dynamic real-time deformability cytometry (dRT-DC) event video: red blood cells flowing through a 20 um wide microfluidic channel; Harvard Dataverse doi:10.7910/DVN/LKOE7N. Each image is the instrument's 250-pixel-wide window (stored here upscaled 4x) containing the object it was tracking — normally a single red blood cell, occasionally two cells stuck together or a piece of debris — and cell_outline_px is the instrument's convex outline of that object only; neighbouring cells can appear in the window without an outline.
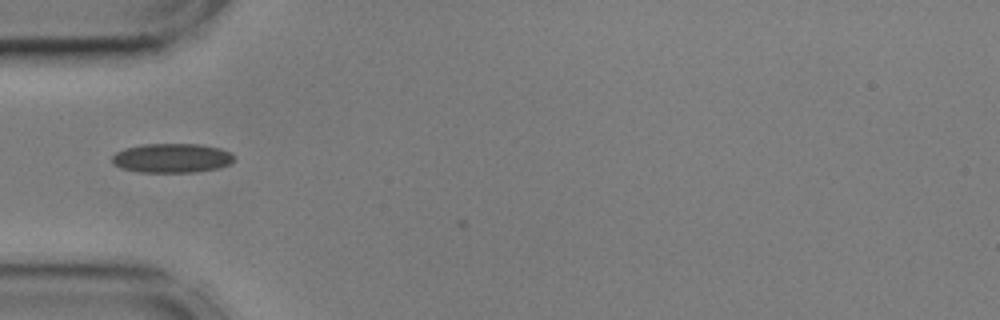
{"species": "common noctule bat (a hibernating species)", "species_latin": "Nyctalus noctula", "temperature_condition": "cold", "stored_images_in_passage": 6, "camera_frame_rate_fps": 3000, "um_per_image_px": 0.085, "animal": {"sex": "male", "body_mass_g": 17.9, "forearm_length_mm": 54.2}, "frame": {"image": 1, "passage_image": 5, "time_ms": 1.333, "image_size_px": [1000, 320], "cell_outline_px": [[232, 160], [228, 164], [220, 168], [192, 172], [140, 172], [120, 168], [112, 164], [112, 156], [116, 152], [124, 148], [140, 144], [200, 144], [220, 148], [232, 152]], "centroid_in_image_um": [14.57, 13.43], "position_along_channel_um": 70.4, "area_um2": 20.92}}